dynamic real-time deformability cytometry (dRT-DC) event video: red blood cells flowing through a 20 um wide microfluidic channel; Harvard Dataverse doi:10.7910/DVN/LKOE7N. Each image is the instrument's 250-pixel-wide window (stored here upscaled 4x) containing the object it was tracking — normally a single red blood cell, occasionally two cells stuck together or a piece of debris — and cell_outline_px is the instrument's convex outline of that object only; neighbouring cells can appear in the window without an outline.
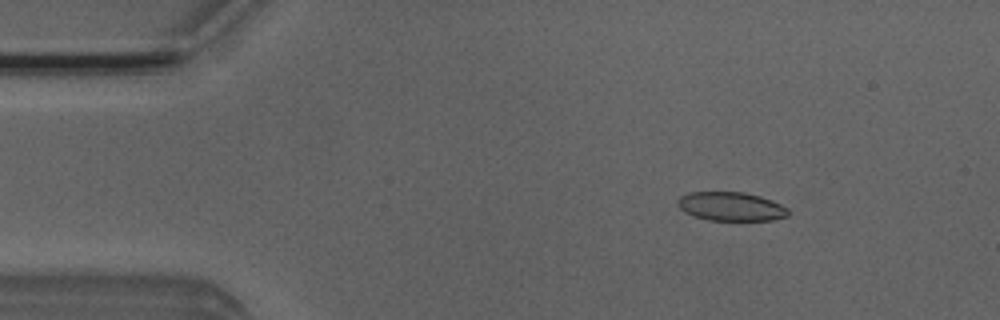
{"species": "Egyptian fruit bat (a non-hibernating species)", "species_latin": "Rousettus aegyptiacus", "temperature_condition": "room temperature", "stored_images_in_passage": 4, "camera_frame_rate_fps": 3000, "um_per_image_px": 0.085, "animal": {"sex": "male"}, "frame": {"image": 1, "passage_image": 2, "time_ms": 0.333, "image_size_px": [1000, 320], "cell_outline_px": [[792, 212], [788, 216], [772, 220], [708, 220], [692, 216], [684, 212], [676, 204], [676, 200], [680, 196], [688, 192], [744, 192], [760, 196], [772, 200], [788, 208]], "centroid_in_image_um": [62.12, 17.55], "position_along_channel_um": 22.9, "area_um2": 18.84}}